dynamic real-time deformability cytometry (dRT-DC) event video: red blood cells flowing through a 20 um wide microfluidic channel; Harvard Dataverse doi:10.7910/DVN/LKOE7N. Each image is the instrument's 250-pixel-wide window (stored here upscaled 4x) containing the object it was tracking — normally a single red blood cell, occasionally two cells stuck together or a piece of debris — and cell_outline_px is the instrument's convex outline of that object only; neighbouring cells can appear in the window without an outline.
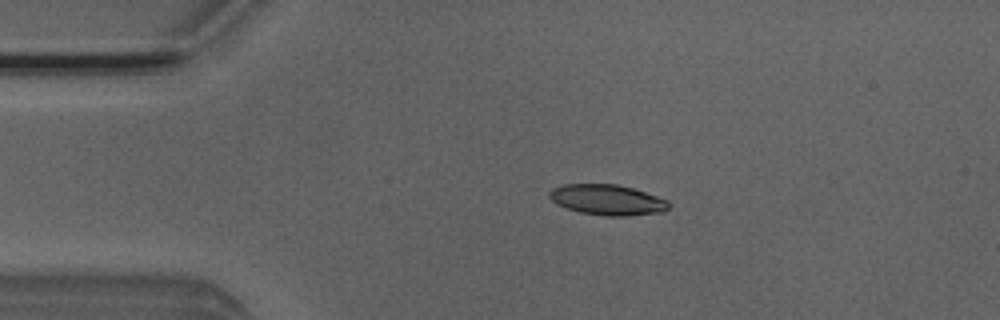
{"species": "Egyptian fruit bat (a non-hibernating species)", "species_latin": "Rousettus aegyptiacus", "temperature_condition": "room temperature", "stored_images_in_passage": 40, "camera_frame_rate_fps": 3000, "um_per_image_px": 0.085, "animal": {"sex": "male"}, "frame": {"image": 1, "passage_image": 4, "time_ms": 1.0, "image_size_px": [1000, 320], "cell_outline_px": [[672, 204], [664, 212], [628, 216], [604, 216], [580, 212], [556, 204], [548, 196], [548, 192], [552, 188], [564, 184], [616, 184], [632, 188], [668, 200]], "centroid_in_image_um": [51.63, 16.99], "position_along_channel_um": 33.4, "area_um2": 21.33}}
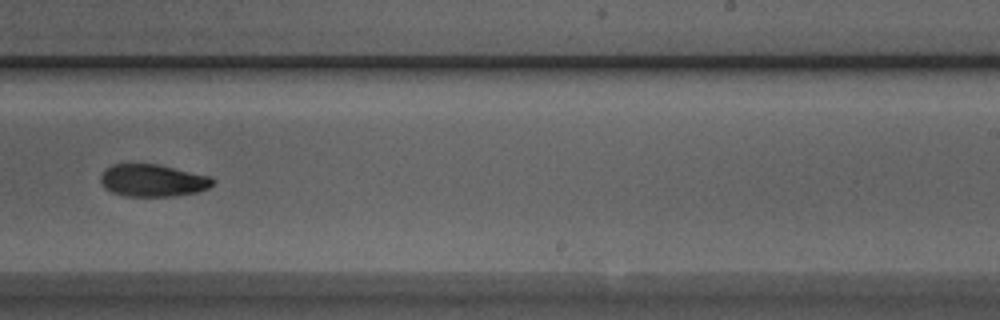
{"frame": {"image": 2, "passage_image": 25, "time_ms": 8.0, "image_size_px": [1000, 320], "cell_outline_px": [[212, 184], [208, 188], [196, 192], [176, 196], [124, 196], [112, 192], [104, 188], [100, 180], [100, 176], [104, 168], [112, 164], [156, 164], [208, 176], [212, 180]], "centroid_in_image_um": [12.9, 15.34], "position_along_channel_um": 276.1, "area_um2": 20.92}}
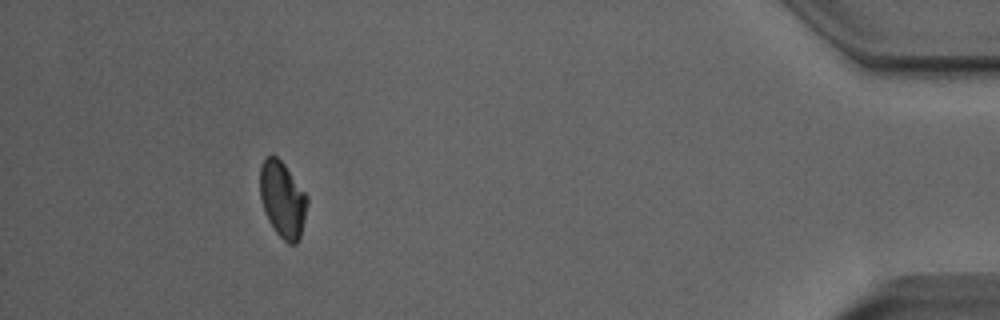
{"frame": {"image": 3, "passage_image": 40, "time_ms": 13.0, "image_size_px": [1000, 320], "cell_outline_px": [[308, 204], [300, 236], [296, 244], [288, 244], [276, 232], [268, 220], [264, 212], [260, 200], [260, 168], [264, 160], [272, 152], [284, 164], [308, 196]], "centroid_in_image_um": [24.01, 16.95], "position_along_channel_um": 411.2, "area_um2": 20.98}, "authors_computed_cell_mechanics": {"area_um2": 21.5305, "velocity_mm_per_s": 4.0162, "shape_relaxation_time_tau1_ms": 3.1908, "shape_relaxation_time_tau2_ms": 4.1627, "deformation_change_tau1": 0.1104, "deformation_change_tau2": 0.0907}}